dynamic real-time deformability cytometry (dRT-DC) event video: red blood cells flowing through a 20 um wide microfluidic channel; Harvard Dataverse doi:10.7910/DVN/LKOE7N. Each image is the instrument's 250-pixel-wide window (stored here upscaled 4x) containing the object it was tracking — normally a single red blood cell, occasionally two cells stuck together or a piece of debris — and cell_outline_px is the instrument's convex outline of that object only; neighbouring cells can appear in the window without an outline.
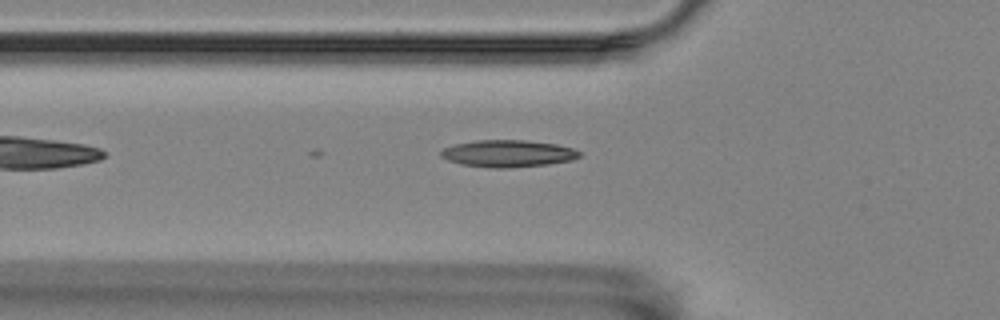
{"species": "Egyptian fruit bat (a non-hibernating species)", "species_latin": "Rousettus aegyptiacus", "temperature_condition": "room temperature", "stored_images_in_passage": 41, "camera_frame_rate_fps": 3000, "um_per_image_px": 0.085, "animal": {"sex": "female"}, "frame": {"image": 1, "passage_image": 5, "time_ms": 1.333, "image_size_px": [1000, 320], "cell_outline_px": [[580, 156], [572, 160], [548, 164], [508, 168], [488, 168], [460, 164], [448, 160], [440, 156], [440, 152], [444, 148], [456, 144], [476, 140], [524, 140], [556, 144], [572, 148], [580, 152]], "centroid_in_image_um": [43.16, 13.05], "position_along_channel_um": 82.6, "area_um2": 21.79}}
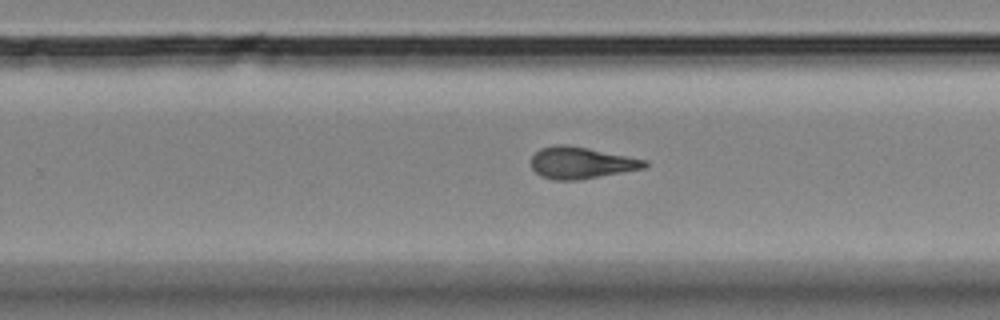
{"frame": {"image": 2, "passage_image": 20, "time_ms": 6.333, "image_size_px": [1000, 320], "cell_outline_px": [[648, 164], [644, 168], [576, 180], [552, 180], [540, 176], [532, 168], [532, 156], [540, 148], [556, 144], [564, 144], [588, 148], [648, 160]], "centroid_in_image_um": [49.37, 13.83], "position_along_channel_um": 280.4, "area_um2": 20.81}}
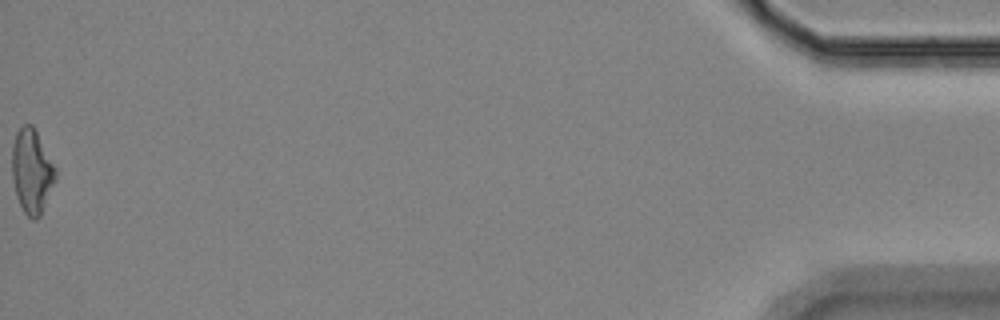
{"frame": {"image": 3, "passage_image": 41, "time_ms": 13.333, "image_size_px": [1000, 320], "cell_outline_px": [[56, 180], [40, 216], [36, 220], [32, 220], [24, 212], [16, 196], [12, 176], [12, 148], [16, 132], [24, 124], [32, 124], [56, 168]], "centroid_in_image_um": [2.7, 14.57], "position_along_channel_um": 432.5, "area_um2": 21.27}, "authors_computed_cell_mechanics": {"area_um2": 20.808, "velocity_mm_per_s": 3.5262, "shape_relaxation_time_tau1_ms": null, "shape_relaxation_time_tau2_ms": 2.0286, "deformation_change_tau1": null, "deformation_change_tau2": 0.1105}}